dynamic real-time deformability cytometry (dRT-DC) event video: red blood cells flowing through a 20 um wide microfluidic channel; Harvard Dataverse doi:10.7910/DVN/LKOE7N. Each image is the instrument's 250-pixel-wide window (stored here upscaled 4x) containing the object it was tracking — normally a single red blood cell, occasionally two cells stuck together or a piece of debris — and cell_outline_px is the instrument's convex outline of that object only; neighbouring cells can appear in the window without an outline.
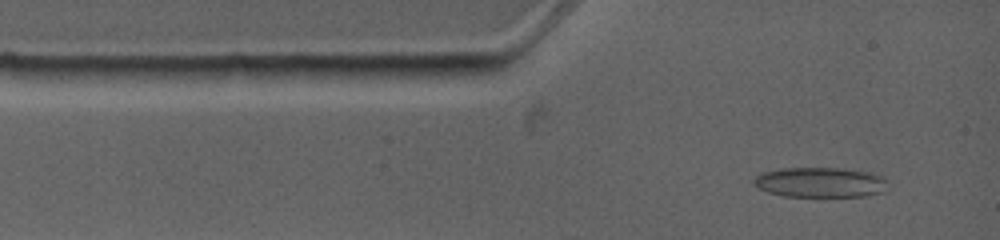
{"species": "common noctule bat (a hibernating species)", "species_latin": "Nyctalus noctula", "temperature_condition": "warm", "stored_images_in_passage": 5, "camera_frame_rate_fps": 4500, "um_per_image_px": 0.085, "animal": {"sex": "female", "body_mass_g": 19.0, "forearm_length_mm": 53.3}, "frame": {"image": 1, "passage_image": 1, "time_ms": 0.0, "image_size_px": [1000, 240], "cell_outline_px": [[888, 180], [884, 192], [864, 196], [784, 196], [768, 192], [756, 188], [752, 184], [752, 180], [760, 172], [780, 168], [844, 168], [868, 172], [884, 176]], "centroid_in_image_um": [69.69, 15.49], "position_along_channel_um": 15.3, "area_um2": 23.81}}
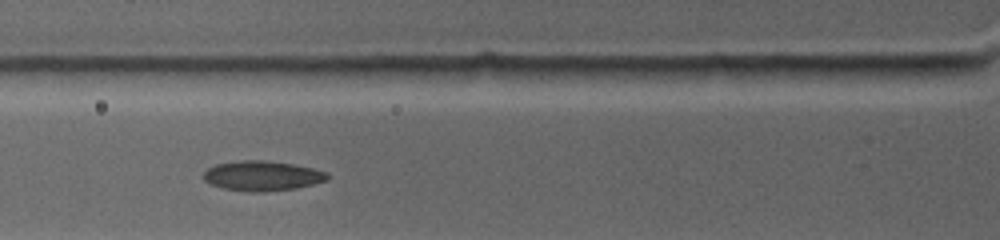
{"frame": {"image": 2, "passage_image": 4, "time_ms": 2.889, "image_size_px": [1000, 240], "cell_outline_px": [[328, 180], [296, 188], [264, 192], [248, 192], [220, 188], [204, 180], [204, 172], [208, 168], [216, 164], [240, 160], [264, 160], [292, 164], [312, 168], [328, 172]], "centroid_in_image_um": [22.28, 14.95], "position_along_channel_um": 103.5, "area_um2": 21.62}}
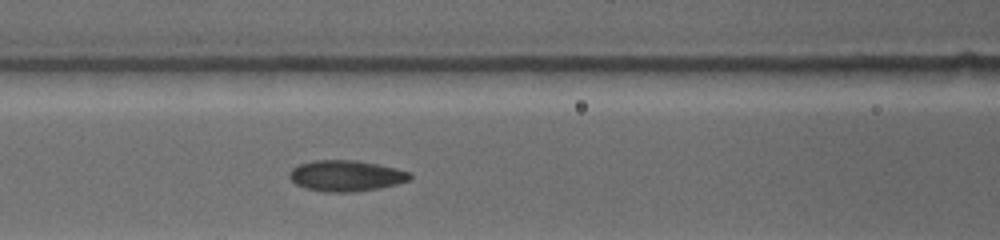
{"frame": {"image": 3, "passage_image": 5, "time_ms": 3.778, "image_size_px": [1000, 240], "cell_outline_px": [[412, 180], [380, 188], [356, 192], [324, 192], [304, 188], [296, 184], [288, 176], [288, 172], [292, 168], [300, 164], [312, 160], [356, 160], [396, 168], [408, 172], [412, 176]], "centroid_in_image_um": [29.39, 14.95], "position_along_channel_um": 137.2, "area_um2": 21.91}}